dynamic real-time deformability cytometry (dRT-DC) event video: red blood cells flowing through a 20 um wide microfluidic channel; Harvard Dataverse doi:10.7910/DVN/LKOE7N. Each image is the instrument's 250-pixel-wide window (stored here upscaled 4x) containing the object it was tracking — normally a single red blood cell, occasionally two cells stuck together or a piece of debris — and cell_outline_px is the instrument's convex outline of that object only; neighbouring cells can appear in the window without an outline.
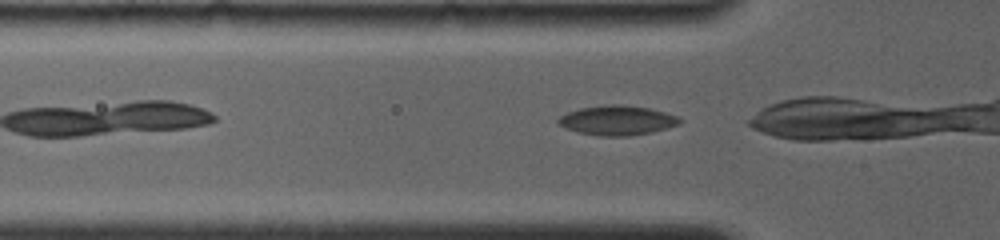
{"species": "common noctule bat (a hibernating species)", "species_latin": "Nyctalus noctula", "temperature_condition": "room temperature", "stored_images_in_passage": 7, "camera_frame_rate_fps": 4000, "um_per_image_px": 0.085, "animal": {"sex": "female", "body_mass_g": 19.0, "forearm_length_mm": 56.7}, "frame": {"image": 1, "passage_image": 2, "time_ms": 0.25, "image_size_px": [1000, 240], "cell_outline_px": [[680, 124], [648, 132], [628, 136], [600, 136], [580, 132], [568, 128], [560, 124], [556, 120], [560, 116], [568, 112], [580, 108], [612, 104], [616, 104], [648, 108], [664, 112], [676, 116], [680, 120]], "centroid_in_image_um": [52.43, 10.22], "position_along_channel_um": 73.4, "area_um2": 20.35}}